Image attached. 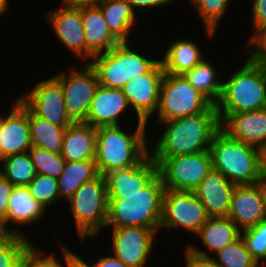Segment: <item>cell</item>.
Wrapping results in <instances>:
<instances>
[{"label":"cell","instance_id":"44","mask_svg":"<svg viewBox=\"0 0 266 267\" xmlns=\"http://www.w3.org/2000/svg\"><path fill=\"white\" fill-rule=\"evenodd\" d=\"M130 5L132 6L133 10L135 9H149V8H159L161 6H166L170 3H172V0H127ZM174 1V0H173Z\"/></svg>","mask_w":266,"mask_h":267},{"label":"cell","instance_id":"42","mask_svg":"<svg viewBox=\"0 0 266 267\" xmlns=\"http://www.w3.org/2000/svg\"><path fill=\"white\" fill-rule=\"evenodd\" d=\"M14 185L0 174V225L6 220L8 212V200L14 189Z\"/></svg>","mask_w":266,"mask_h":267},{"label":"cell","instance_id":"13","mask_svg":"<svg viewBox=\"0 0 266 267\" xmlns=\"http://www.w3.org/2000/svg\"><path fill=\"white\" fill-rule=\"evenodd\" d=\"M164 73L162 62L159 59L147 73L126 82L121 88L129 105L136 112L137 121L147 124L149 118L157 112Z\"/></svg>","mask_w":266,"mask_h":267},{"label":"cell","instance_id":"37","mask_svg":"<svg viewBox=\"0 0 266 267\" xmlns=\"http://www.w3.org/2000/svg\"><path fill=\"white\" fill-rule=\"evenodd\" d=\"M241 237L246 243L251 256L260 264H266V220L256 226L241 231Z\"/></svg>","mask_w":266,"mask_h":267},{"label":"cell","instance_id":"24","mask_svg":"<svg viewBox=\"0 0 266 267\" xmlns=\"http://www.w3.org/2000/svg\"><path fill=\"white\" fill-rule=\"evenodd\" d=\"M96 131L85 122H73L66 128L61 155L65 161L94 160L96 153Z\"/></svg>","mask_w":266,"mask_h":267},{"label":"cell","instance_id":"38","mask_svg":"<svg viewBox=\"0 0 266 267\" xmlns=\"http://www.w3.org/2000/svg\"><path fill=\"white\" fill-rule=\"evenodd\" d=\"M45 252L46 250L40 251L30 244L20 258L19 267H65L53 252Z\"/></svg>","mask_w":266,"mask_h":267},{"label":"cell","instance_id":"1","mask_svg":"<svg viewBox=\"0 0 266 267\" xmlns=\"http://www.w3.org/2000/svg\"><path fill=\"white\" fill-rule=\"evenodd\" d=\"M164 126L150 156L159 164L164 158L209 151L214 135L220 130L216 105L193 116L159 122Z\"/></svg>","mask_w":266,"mask_h":267},{"label":"cell","instance_id":"12","mask_svg":"<svg viewBox=\"0 0 266 267\" xmlns=\"http://www.w3.org/2000/svg\"><path fill=\"white\" fill-rule=\"evenodd\" d=\"M18 99L34 115L52 125L67 128L73 123L66 112L61 83L54 76L37 82Z\"/></svg>","mask_w":266,"mask_h":267},{"label":"cell","instance_id":"28","mask_svg":"<svg viewBox=\"0 0 266 267\" xmlns=\"http://www.w3.org/2000/svg\"><path fill=\"white\" fill-rule=\"evenodd\" d=\"M98 175L94 160L66 161L63 172L57 178L60 198L68 201L82 184Z\"/></svg>","mask_w":266,"mask_h":267},{"label":"cell","instance_id":"50","mask_svg":"<svg viewBox=\"0 0 266 267\" xmlns=\"http://www.w3.org/2000/svg\"><path fill=\"white\" fill-rule=\"evenodd\" d=\"M0 135H1V132H0ZM1 141H0V160H1Z\"/></svg>","mask_w":266,"mask_h":267},{"label":"cell","instance_id":"25","mask_svg":"<svg viewBox=\"0 0 266 267\" xmlns=\"http://www.w3.org/2000/svg\"><path fill=\"white\" fill-rule=\"evenodd\" d=\"M160 59L165 73L184 75L204 60L200 46L190 39L172 42Z\"/></svg>","mask_w":266,"mask_h":267},{"label":"cell","instance_id":"14","mask_svg":"<svg viewBox=\"0 0 266 267\" xmlns=\"http://www.w3.org/2000/svg\"><path fill=\"white\" fill-rule=\"evenodd\" d=\"M155 235L154 230L144 227L113 228V254L128 267H144L158 241Z\"/></svg>","mask_w":266,"mask_h":267},{"label":"cell","instance_id":"22","mask_svg":"<svg viewBox=\"0 0 266 267\" xmlns=\"http://www.w3.org/2000/svg\"><path fill=\"white\" fill-rule=\"evenodd\" d=\"M46 209L36 201L27 186H15L8 200V212L6 220L1 224L4 233H12L25 236L18 226H30L45 215ZM15 224V229L6 228L8 224Z\"/></svg>","mask_w":266,"mask_h":267},{"label":"cell","instance_id":"31","mask_svg":"<svg viewBox=\"0 0 266 267\" xmlns=\"http://www.w3.org/2000/svg\"><path fill=\"white\" fill-rule=\"evenodd\" d=\"M0 174L14 186H27L36 176L28 152L7 156L0 160Z\"/></svg>","mask_w":266,"mask_h":267},{"label":"cell","instance_id":"30","mask_svg":"<svg viewBox=\"0 0 266 267\" xmlns=\"http://www.w3.org/2000/svg\"><path fill=\"white\" fill-rule=\"evenodd\" d=\"M188 82L200 91L213 105H216L222 95L223 81H219L217 70L207 59L197 64L184 74Z\"/></svg>","mask_w":266,"mask_h":267},{"label":"cell","instance_id":"3","mask_svg":"<svg viewBox=\"0 0 266 267\" xmlns=\"http://www.w3.org/2000/svg\"><path fill=\"white\" fill-rule=\"evenodd\" d=\"M137 124L131 134L120 125L97 128L94 161L99 174L104 176L114 170L137 166L150 155L147 124L143 121Z\"/></svg>","mask_w":266,"mask_h":267},{"label":"cell","instance_id":"49","mask_svg":"<svg viewBox=\"0 0 266 267\" xmlns=\"http://www.w3.org/2000/svg\"><path fill=\"white\" fill-rule=\"evenodd\" d=\"M263 193H264V209H265V220H266V181H263Z\"/></svg>","mask_w":266,"mask_h":267},{"label":"cell","instance_id":"36","mask_svg":"<svg viewBox=\"0 0 266 267\" xmlns=\"http://www.w3.org/2000/svg\"><path fill=\"white\" fill-rule=\"evenodd\" d=\"M32 197L48 210L51 204L60 199L57 178L36 174L35 178L27 185Z\"/></svg>","mask_w":266,"mask_h":267},{"label":"cell","instance_id":"21","mask_svg":"<svg viewBox=\"0 0 266 267\" xmlns=\"http://www.w3.org/2000/svg\"><path fill=\"white\" fill-rule=\"evenodd\" d=\"M159 174L158 164L149 155L142 163L104 175L108 194H132L146 187Z\"/></svg>","mask_w":266,"mask_h":267},{"label":"cell","instance_id":"8","mask_svg":"<svg viewBox=\"0 0 266 267\" xmlns=\"http://www.w3.org/2000/svg\"><path fill=\"white\" fill-rule=\"evenodd\" d=\"M212 105L184 75L164 73L156 113L157 122L197 115L207 111Z\"/></svg>","mask_w":266,"mask_h":267},{"label":"cell","instance_id":"51","mask_svg":"<svg viewBox=\"0 0 266 267\" xmlns=\"http://www.w3.org/2000/svg\"><path fill=\"white\" fill-rule=\"evenodd\" d=\"M4 233L3 230H2V227L0 225V234Z\"/></svg>","mask_w":266,"mask_h":267},{"label":"cell","instance_id":"6","mask_svg":"<svg viewBox=\"0 0 266 267\" xmlns=\"http://www.w3.org/2000/svg\"><path fill=\"white\" fill-rule=\"evenodd\" d=\"M129 44L120 42L108 52L94 55L88 62L95 70L100 85L121 89L126 82L147 73L159 61L142 56V52L132 50Z\"/></svg>","mask_w":266,"mask_h":267},{"label":"cell","instance_id":"46","mask_svg":"<svg viewBox=\"0 0 266 267\" xmlns=\"http://www.w3.org/2000/svg\"><path fill=\"white\" fill-rule=\"evenodd\" d=\"M102 0H61V5L72 8L95 7L101 3Z\"/></svg>","mask_w":266,"mask_h":267},{"label":"cell","instance_id":"41","mask_svg":"<svg viewBox=\"0 0 266 267\" xmlns=\"http://www.w3.org/2000/svg\"><path fill=\"white\" fill-rule=\"evenodd\" d=\"M252 24L253 32L250 39L266 25V0H252ZM255 28V29H254Z\"/></svg>","mask_w":266,"mask_h":267},{"label":"cell","instance_id":"16","mask_svg":"<svg viewBox=\"0 0 266 267\" xmlns=\"http://www.w3.org/2000/svg\"><path fill=\"white\" fill-rule=\"evenodd\" d=\"M227 217L241 231L265 220L263 181L252 185H236Z\"/></svg>","mask_w":266,"mask_h":267},{"label":"cell","instance_id":"40","mask_svg":"<svg viewBox=\"0 0 266 267\" xmlns=\"http://www.w3.org/2000/svg\"><path fill=\"white\" fill-rule=\"evenodd\" d=\"M247 46L251 58L266 63V25L249 39Z\"/></svg>","mask_w":266,"mask_h":267},{"label":"cell","instance_id":"5","mask_svg":"<svg viewBox=\"0 0 266 267\" xmlns=\"http://www.w3.org/2000/svg\"><path fill=\"white\" fill-rule=\"evenodd\" d=\"M213 169L235 185H252L262 181L259 149L230 138L221 129L210 146Z\"/></svg>","mask_w":266,"mask_h":267},{"label":"cell","instance_id":"23","mask_svg":"<svg viewBox=\"0 0 266 267\" xmlns=\"http://www.w3.org/2000/svg\"><path fill=\"white\" fill-rule=\"evenodd\" d=\"M82 25L86 41V59L108 52L120 41L111 33L98 6L81 8Z\"/></svg>","mask_w":266,"mask_h":267},{"label":"cell","instance_id":"27","mask_svg":"<svg viewBox=\"0 0 266 267\" xmlns=\"http://www.w3.org/2000/svg\"><path fill=\"white\" fill-rule=\"evenodd\" d=\"M196 236L214 254L241 237V230L228 217H210Z\"/></svg>","mask_w":266,"mask_h":267},{"label":"cell","instance_id":"9","mask_svg":"<svg viewBox=\"0 0 266 267\" xmlns=\"http://www.w3.org/2000/svg\"><path fill=\"white\" fill-rule=\"evenodd\" d=\"M80 67L72 66L70 72L62 71L54 75L61 83L66 112L73 122L86 121L92 99L100 85L89 63H82Z\"/></svg>","mask_w":266,"mask_h":267},{"label":"cell","instance_id":"10","mask_svg":"<svg viewBox=\"0 0 266 267\" xmlns=\"http://www.w3.org/2000/svg\"><path fill=\"white\" fill-rule=\"evenodd\" d=\"M158 167L165 189L194 192L213 169V160L209 150L167 157Z\"/></svg>","mask_w":266,"mask_h":267},{"label":"cell","instance_id":"45","mask_svg":"<svg viewBox=\"0 0 266 267\" xmlns=\"http://www.w3.org/2000/svg\"><path fill=\"white\" fill-rule=\"evenodd\" d=\"M62 247V254L64 258V264L66 267H88L76 253L68 249L65 245Z\"/></svg>","mask_w":266,"mask_h":267},{"label":"cell","instance_id":"11","mask_svg":"<svg viewBox=\"0 0 266 267\" xmlns=\"http://www.w3.org/2000/svg\"><path fill=\"white\" fill-rule=\"evenodd\" d=\"M210 218L206 208L193 191L165 189L163 196L161 228H182L197 234Z\"/></svg>","mask_w":266,"mask_h":267},{"label":"cell","instance_id":"34","mask_svg":"<svg viewBox=\"0 0 266 267\" xmlns=\"http://www.w3.org/2000/svg\"><path fill=\"white\" fill-rule=\"evenodd\" d=\"M30 244L25 236L0 234V267H19L20 258Z\"/></svg>","mask_w":266,"mask_h":267},{"label":"cell","instance_id":"18","mask_svg":"<svg viewBox=\"0 0 266 267\" xmlns=\"http://www.w3.org/2000/svg\"><path fill=\"white\" fill-rule=\"evenodd\" d=\"M48 22L64 47L69 49L78 59L86 58L85 31L82 25L81 8L62 5L48 11Z\"/></svg>","mask_w":266,"mask_h":267},{"label":"cell","instance_id":"19","mask_svg":"<svg viewBox=\"0 0 266 267\" xmlns=\"http://www.w3.org/2000/svg\"><path fill=\"white\" fill-rule=\"evenodd\" d=\"M130 108L121 89L102 85L96 90L85 123L92 127L120 125V117Z\"/></svg>","mask_w":266,"mask_h":267},{"label":"cell","instance_id":"39","mask_svg":"<svg viewBox=\"0 0 266 267\" xmlns=\"http://www.w3.org/2000/svg\"><path fill=\"white\" fill-rule=\"evenodd\" d=\"M186 267H220L206 251L200 250L192 244L186 248Z\"/></svg>","mask_w":266,"mask_h":267},{"label":"cell","instance_id":"33","mask_svg":"<svg viewBox=\"0 0 266 267\" xmlns=\"http://www.w3.org/2000/svg\"><path fill=\"white\" fill-rule=\"evenodd\" d=\"M211 257L220 267H259V263L251 256L242 237L227 245Z\"/></svg>","mask_w":266,"mask_h":267},{"label":"cell","instance_id":"2","mask_svg":"<svg viewBox=\"0 0 266 267\" xmlns=\"http://www.w3.org/2000/svg\"><path fill=\"white\" fill-rule=\"evenodd\" d=\"M165 187L158 174L146 187L132 194H108L105 228L144 227L160 230Z\"/></svg>","mask_w":266,"mask_h":267},{"label":"cell","instance_id":"7","mask_svg":"<svg viewBox=\"0 0 266 267\" xmlns=\"http://www.w3.org/2000/svg\"><path fill=\"white\" fill-rule=\"evenodd\" d=\"M80 240L93 238L104 229L108 213V193L105 177L99 174L82 184L67 201Z\"/></svg>","mask_w":266,"mask_h":267},{"label":"cell","instance_id":"4","mask_svg":"<svg viewBox=\"0 0 266 267\" xmlns=\"http://www.w3.org/2000/svg\"><path fill=\"white\" fill-rule=\"evenodd\" d=\"M235 71L223 81L222 95L216 104L217 113H243L266 108V63L248 56L243 66Z\"/></svg>","mask_w":266,"mask_h":267},{"label":"cell","instance_id":"20","mask_svg":"<svg viewBox=\"0 0 266 267\" xmlns=\"http://www.w3.org/2000/svg\"><path fill=\"white\" fill-rule=\"evenodd\" d=\"M235 184L212 169L194 191L210 217H227Z\"/></svg>","mask_w":266,"mask_h":267},{"label":"cell","instance_id":"47","mask_svg":"<svg viewBox=\"0 0 266 267\" xmlns=\"http://www.w3.org/2000/svg\"><path fill=\"white\" fill-rule=\"evenodd\" d=\"M260 152V174L262 181H266V145L259 149Z\"/></svg>","mask_w":266,"mask_h":267},{"label":"cell","instance_id":"35","mask_svg":"<svg viewBox=\"0 0 266 267\" xmlns=\"http://www.w3.org/2000/svg\"><path fill=\"white\" fill-rule=\"evenodd\" d=\"M28 153L36 174L58 178L63 172L66 161L61 154L50 153L34 146L31 147Z\"/></svg>","mask_w":266,"mask_h":267},{"label":"cell","instance_id":"43","mask_svg":"<svg viewBox=\"0 0 266 267\" xmlns=\"http://www.w3.org/2000/svg\"><path fill=\"white\" fill-rule=\"evenodd\" d=\"M88 267H128L121 260H119L114 255L99 256L100 258L94 262L92 265L85 262L82 257L78 256Z\"/></svg>","mask_w":266,"mask_h":267},{"label":"cell","instance_id":"48","mask_svg":"<svg viewBox=\"0 0 266 267\" xmlns=\"http://www.w3.org/2000/svg\"><path fill=\"white\" fill-rule=\"evenodd\" d=\"M8 2V0H0V16L7 12V9L9 7Z\"/></svg>","mask_w":266,"mask_h":267},{"label":"cell","instance_id":"15","mask_svg":"<svg viewBox=\"0 0 266 267\" xmlns=\"http://www.w3.org/2000/svg\"><path fill=\"white\" fill-rule=\"evenodd\" d=\"M13 105L7 115L0 114L1 159L32 147L28 108L19 99Z\"/></svg>","mask_w":266,"mask_h":267},{"label":"cell","instance_id":"32","mask_svg":"<svg viewBox=\"0 0 266 267\" xmlns=\"http://www.w3.org/2000/svg\"><path fill=\"white\" fill-rule=\"evenodd\" d=\"M205 26L206 36L212 38L226 14L231 0H189Z\"/></svg>","mask_w":266,"mask_h":267},{"label":"cell","instance_id":"17","mask_svg":"<svg viewBox=\"0 0 266 267\" xmlns=\"http://www.w3.org/2000/svg\"><path fill=\"white\" fill-rule=\"evenodd\" d=\"M218 116L220 129L230 138L258 149L266 145V108Z\"/></svg>","mask_w":266,"mask_h":267},{"label":"cell","instance_id":"29","mask_svg":"<svg viewBox=\"0 0 266 267\" xmlns=\"http://www.w3.org/2000/svg\"><path fill=\"white\" fill-rule=\"evenodd\" d=\"M28 120L32 146L50 153L61 154L66 128L50 124L34 115L29 109Z\"/></svg>","mask_w":266,"mask_h":267},{"label":"cell","instance_id":"26","mask_svg":"<svg viewBox=\"0 0 266 267\" xmlns=\"http://www.w3.org/2000/svg\"><path fill=\"white\" fill-rule=\"evenodd\" d=\"M98 7L111 33L120 42H128L137 18L130 3L127 0H102Z\"/></svg>","mask_w":266,"mask_h":267}]
</instances>
